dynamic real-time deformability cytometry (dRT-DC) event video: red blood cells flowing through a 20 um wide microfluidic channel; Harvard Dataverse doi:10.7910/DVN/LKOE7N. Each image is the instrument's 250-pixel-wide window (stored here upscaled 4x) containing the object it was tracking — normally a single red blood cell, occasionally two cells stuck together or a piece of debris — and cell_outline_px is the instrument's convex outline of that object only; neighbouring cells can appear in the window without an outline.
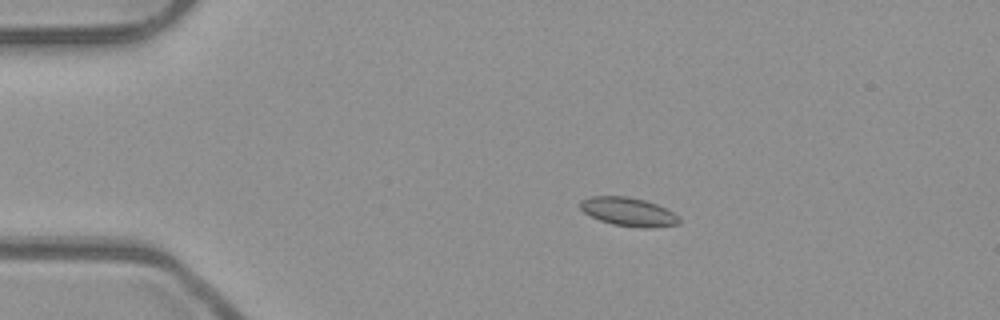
{"species": "common noctule bat (a hibernating species)", "species_latin": "Nyctalus noctula", "temperature_condition": "room temperature", "stored_images_in_passage": 43, "camera_frame_rate_fps": 3000, "um_per_image_px": 0.085, "animal": {"sex": "male", "body_mass_g": 23.1, "forearm_length_mm": 52.7}, "frame": {"image": 1, "passage_image": 1, "time_ms": 0.0, "image_size_px": [1000, 320], "cell_outline_px": [[680, 224], [648, 228], [640, 228], [612, 224], [600, 220], [584, 212], [580, 208], [580, 200], [592, 196], [628, 196], [644, 200], [656, 204], [680, 216]], "centroid_in_image_um": [53.43, 18.0], "position_along_channel_um": 31.6, "area_um2": 16.47}}
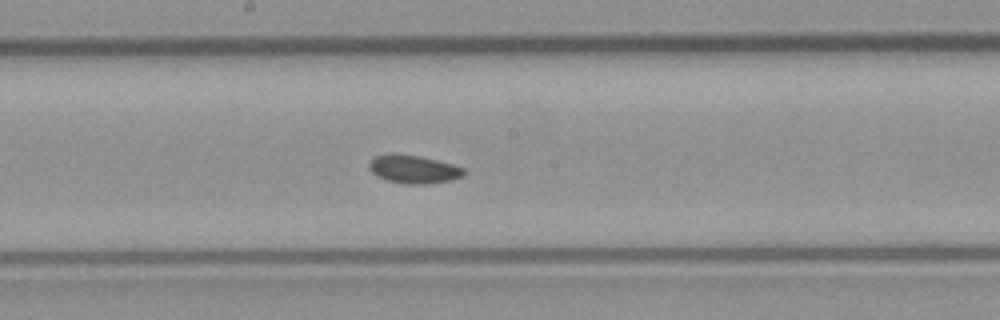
{"frame": {"image": 2, "passage_image": 19, "time_ms": 6.0, "image_size_px": [1000, 320], "cell_outline_px": [[464, 176], [452, 180], [428, 184], [404, 184], [388, 180], [376, 176], [368, 168], [368, 164], [376, 156], [392, 152], [420, 156], [452, 164], [464, 168]], "centroid_in_image_um": [35.14, 14.38], "position_along_channel_um": 213.1, "area_um2": 15.72}}
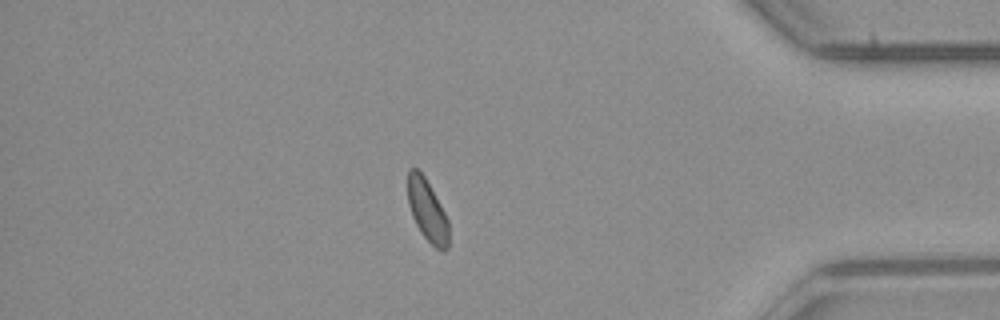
{"frame": {"image": 3, "passage_image": 36, "time_ms": 11.667, "image_size_px": [1000, 320], "cell_outline_px": [[448, 248], [444, 252], [436, 248], [420, 232], [412, 216], [408, 204], [408, 168], [416, 168], [424, 176], [440, 204], [448, 220]], "centroid_in_image_um": [36.31, 17.9], "position_along_channel_um": 398.9, "area_um2": 14.57}, "authors_computed_cell_mechanics": {"area_um2": 15.4904, "velocity_mm_per_s": 3.916, "shape_relaxation_time_tau1_ms": null, "shape_relaxation_time_tau2_ms": 5.0048, "deformation_change_tau1": null, "deformation_change_tau2": 0.0797}}